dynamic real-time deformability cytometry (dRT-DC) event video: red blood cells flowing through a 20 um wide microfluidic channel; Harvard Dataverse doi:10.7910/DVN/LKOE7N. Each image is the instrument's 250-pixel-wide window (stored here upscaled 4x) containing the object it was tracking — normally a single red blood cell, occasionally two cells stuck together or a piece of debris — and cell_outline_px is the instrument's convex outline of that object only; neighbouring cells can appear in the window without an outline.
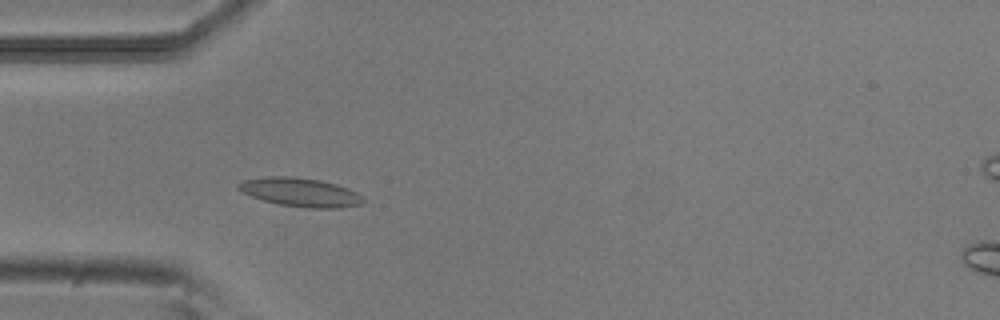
{"species": "common noctule bat (a hibernating species)", "species_latin": "Nyctalus noctula", "temperature_condition": "room temperature", "stored_images_in_passage": 52, "camera_frame_rate_fps": 3000, "um_per_image_px": 0.085, "animal": {"sex": "male", "body_mass_g": 20.5, "forearm_length_mm": 52.5}, "frame": {"image": 1, "passage_image": 15, "time_ms": 4.667, "image_size_px": [1000, 320], "cell_outline_px": [[368, 200], [364, 204], [340, 208], [308, 208], [280, 204], [264, 200], [240, 192], [236, 188], [236, 184], [244, 180], [268, 176], [296, 176], [320, 180], [336, 184], [348, 188], [364, 196]], "centroid_in_image_um": [25.58, 16.34], "position_along_channel_um": 59.4, "area_um2": 21.21}}
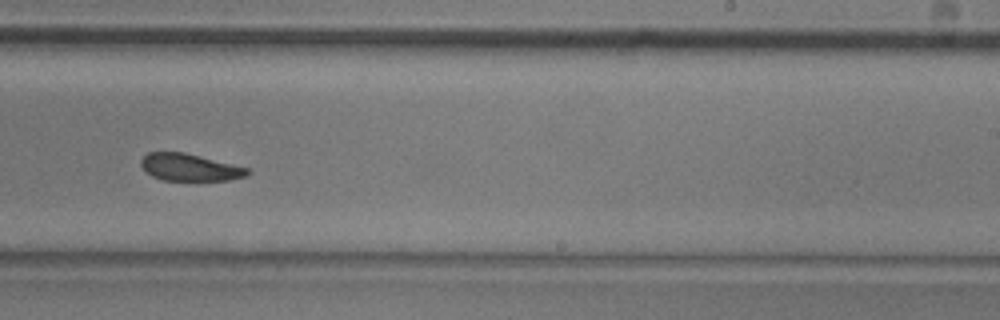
{"frame": {"image": 2, "passage_image": 32, "time_ms": 10.333, "image_size_px": [1000, 320], "cell_outline_px": [[252, 172], [248, 176], [228, 180], [164, 180], [152, 176], [144, 172], [140, 164], [140, 160], [148, 152], [184, 152], [248, 168]], "centroid_in_image_um": [16.11, 14.23], "position_along_channel_um": 272.9, "area_um2": 16.88}}
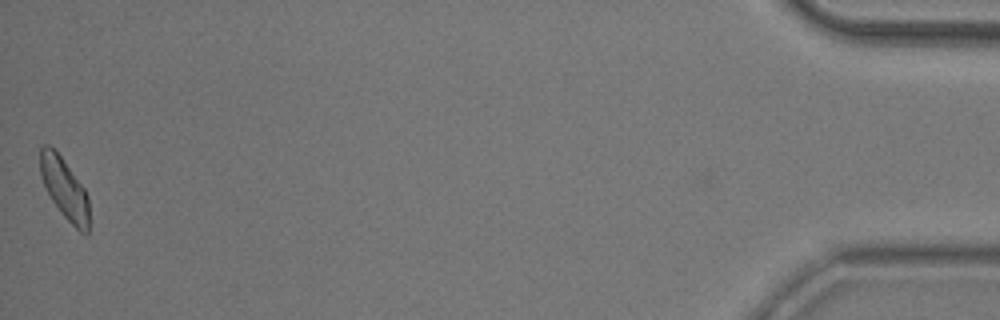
{"frame": {"image": 3, "passage_image": 52, "time_ms": 17.0, "image_size_px": [1000, 320], "cell_outline_px": [[88, 236], [80, 232], [64, 216], [52, 200], [40, 176], [40, 148], [44, 144], [48, 144], [60, 156], [84, 188], [88, 196]], "centroid_in_image_um": [5.48, 16.04], "position_along_channel_um": 429.7, "area_um2": 16.99}, "authors_computed_cell_mechanics": {"area_um2": 18.5538, "velocity_mm_per_s": 3.8009, "shape_relaxation_time_tau1_ms": null, "shape_relaxation_time_tau2_ms": 3.4008, "deformation_change_tau1": null, "deformation_change_tau2": 0.0865}}